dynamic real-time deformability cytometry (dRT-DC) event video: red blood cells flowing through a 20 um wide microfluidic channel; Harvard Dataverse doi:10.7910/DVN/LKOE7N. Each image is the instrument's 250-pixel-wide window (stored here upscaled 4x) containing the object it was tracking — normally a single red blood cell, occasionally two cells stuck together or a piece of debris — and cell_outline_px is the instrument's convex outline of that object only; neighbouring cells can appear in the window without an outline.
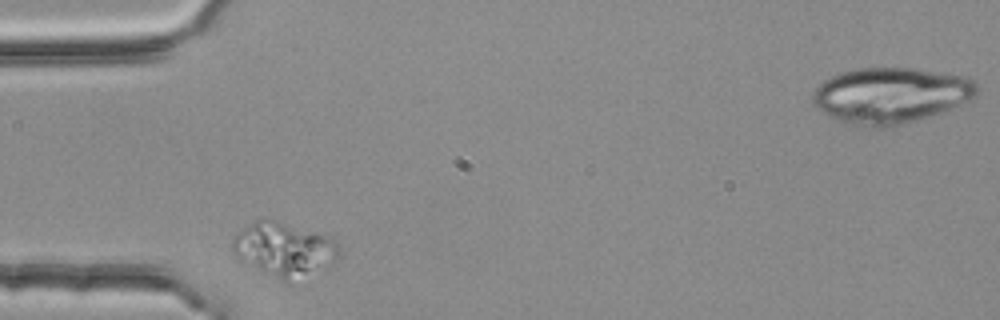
{"species": "common noctule bat (a hibernating species)", "species_latin": "Nyctalus noctula", "temperature_condition": "room temperature", "stored_images_in_passage": 2, "camera_frame_rate_fps": 3000, "um_per_image_px": 0.085, "animal": {"sex": "female", "body_mass_g": 25.1}, "frame": {"image": 1, "passage_image": 1, "time_ms": 0.0, "image_size_px": [1000, 320], "cell_outline_px": [[340, 260], [328, 268], [284, 284], [240, 260], [232, 252], [232, 236], [248, 224], [264, 216], [332, 236], [336, 240], [340, 248]], "centroid_in_image_um": [24.19, 21.19], "position_along_channel_um": 60.8, "area_um2": 34.91}}
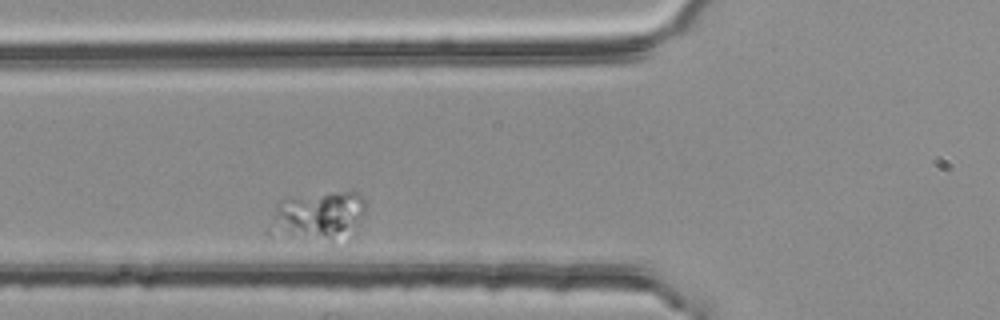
{"frame": {"image": 2, "passage_image": 2, "time_ms": 0.333, "image_size_px": [1000, 320], "cell_outline_px": [[364, 212], [356, 236], [332, 244], [292, 236], [272, 220], [276, 204], [280, 200], [332, 192], [356, 192], [364, 200]], "centroid_in_image_um": [27.32, 18.39], "position_along_channel_um": 98.5, "area_um2": 26.65}}